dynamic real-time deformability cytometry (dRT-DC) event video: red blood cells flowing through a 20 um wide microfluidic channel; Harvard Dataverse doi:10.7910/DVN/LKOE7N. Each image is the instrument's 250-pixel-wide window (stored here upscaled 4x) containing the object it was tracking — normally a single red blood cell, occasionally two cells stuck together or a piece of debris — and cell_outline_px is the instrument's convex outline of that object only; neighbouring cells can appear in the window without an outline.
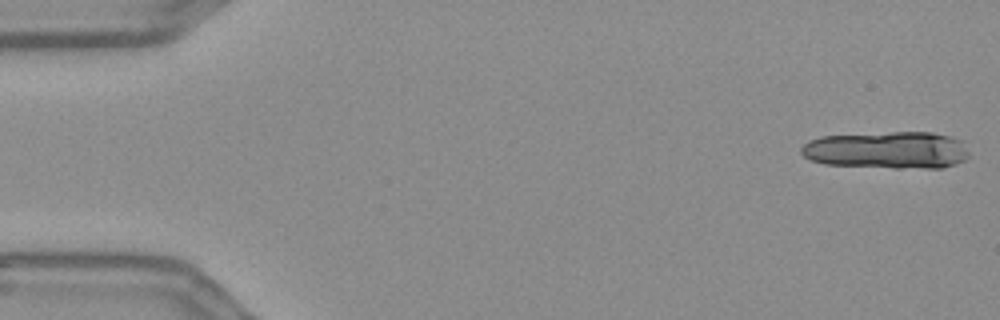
{"species": "Egyptian fruit bat (a non-hibernating species)", "species_latin": "Rousettus aegyptiacus", "temperature_condition": "warm", "stored_images_in_passage": 18, "camera_frame_rate_fps": 3000, "um_per_image_px": 0.085, "frame": {"image": 1, "passage_image": 1, "time_ms": 0.0, "image_size_px": [1000, 320], "cell_outline_px": [[968, 156], [964, 160], [956, 164], [944, 168], [892, 168], [824, 164], [812, 160], [804, 156], [800, 152], [800, 148], [808, 140], [820, 136], [892, 132], [932, 132], [964, 140], [968, 152]], "centroid_in_image_um": [75.42, 12.76], "position_along_channel_um": 9.6, "area_um2": 36.82}}